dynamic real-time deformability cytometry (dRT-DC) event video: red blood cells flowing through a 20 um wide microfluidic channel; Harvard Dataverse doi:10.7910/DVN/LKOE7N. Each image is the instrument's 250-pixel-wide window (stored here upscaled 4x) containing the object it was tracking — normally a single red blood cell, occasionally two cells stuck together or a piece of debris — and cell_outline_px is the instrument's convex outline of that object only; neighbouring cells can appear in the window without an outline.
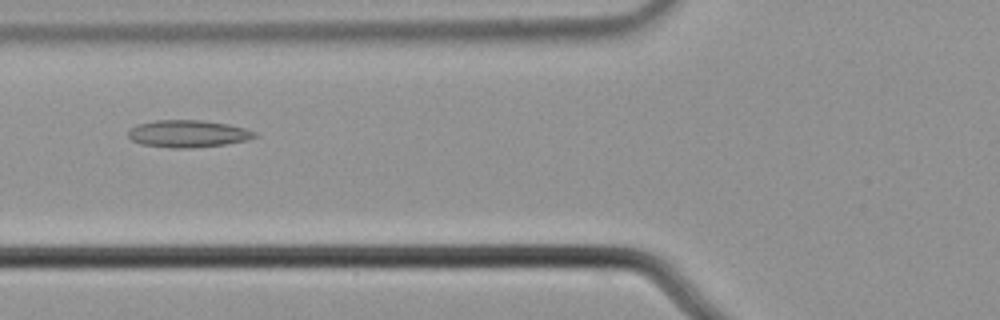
{"species": "common noctule bat (a hibernating species)", "species_latin": "Nyctalus noctula", "temperature_condition": "cold", "stored_images_in_passage": 39, "camera_frame_rate_fps": 3000, "um_per_image_px": 0.085, "animal": {"sex": "male", "body_mass_g": 21.5, "forearm_length_mm": 52.0}, "frame": {"image": 1, "passage_image": 5, "time_ms": 1.333, "image_size_px": [1000, 320], "cell_outline_px": [[256, 136], [248, 140], [224, 144], [192, 148], [172, 148], [140, 144], [132, 140], [128, 136], [128, 132], [136, 124], [156, 120], [200, 120], [228, 124], [244, 128], [256, 132]], "centroid_in_image_um": [15.96, 11.36], "position_along_channel_um": 109.8, "area_um2": 20.0}}
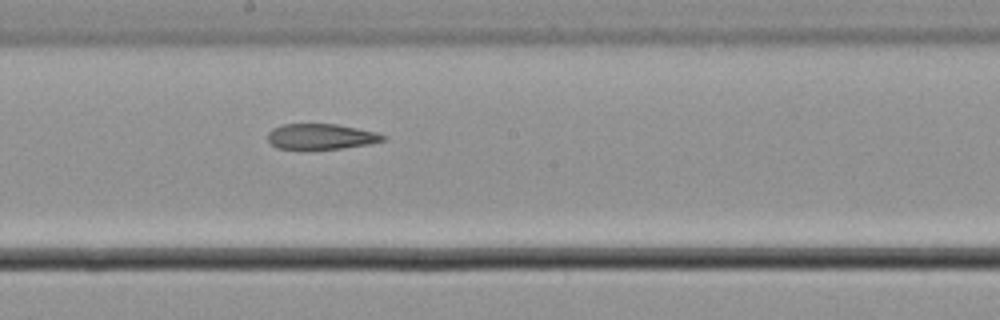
{"frame": {"image": 2, "passage_image": 14, "time_ms": 4.333, "image_size_px": [1000, 320], "cell_outline_px": [[388, 140], [368, 144], [344, 148], [276, 148], [268, 140], [268, 132], [272, 128], [284, 124], [336, 124], [376, 132], [388, 136]], "centroid_in_image_um": [27.33, 11.59], "position_along_channel_um": 220.9, "area_um2": 16.99}}
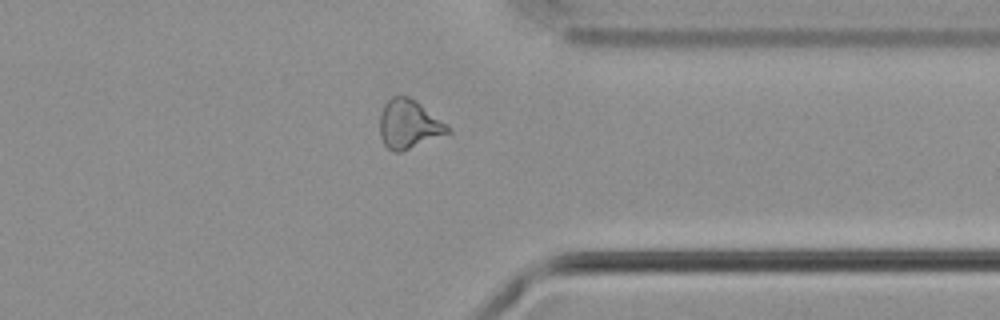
{"frame": {"image": 3, "passage_image": 27, "time_ms": 8.667, "image_size_px": [1000, 320], "cell_outline_px": [[452, 132], [400, 152], [392, 152], [384, 144], [380, 136], [380, 116], [384, 104], [392, 96], [408, 96], [416, 100], [448, 124]], "centroid_in_image_um": [34.76, 10.55], "position_along_channel_um": 376.6, "area_um2": 19.42}}